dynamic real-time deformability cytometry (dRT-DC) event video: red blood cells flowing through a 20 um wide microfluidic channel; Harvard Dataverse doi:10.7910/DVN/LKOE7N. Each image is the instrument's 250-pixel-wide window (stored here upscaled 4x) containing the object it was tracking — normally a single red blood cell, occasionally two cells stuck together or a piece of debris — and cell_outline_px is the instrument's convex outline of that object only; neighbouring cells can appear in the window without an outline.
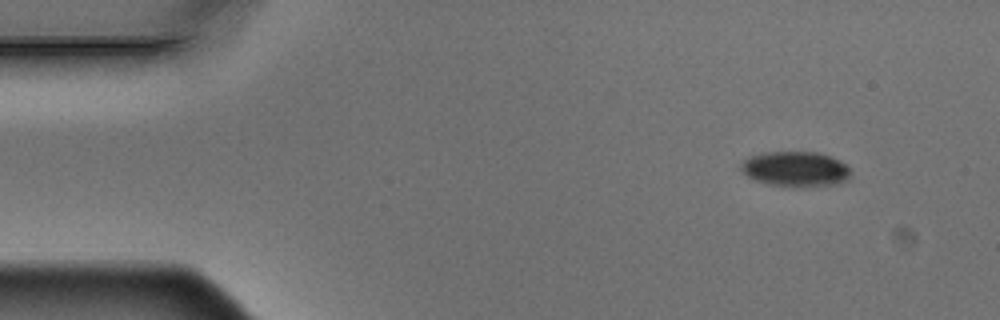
{"species": "Egyptian fruit bat (a non-hibernating species)", "species_latin": "Rousettus aegyptiacus", "temperature_condition": "warm", "stored_images_in_passage": 4, "camera_frame_rate_fps": 3000, "um_per_image_px": 0.085, "animal": {"sex": "male"}, "frame": {"image": 1, "passage_image": 1, "time_ms": 0.0, "image_size_px": [1000, 320], "cell_outline_px": [[852, 176], [848, 180], [836, 184], [800, 188], [768, 184], [756, 180], [748, 176], [740, 168], [740, 164], [748, 156], [764, 152], [816, 152], [840, 160], [848, 168]], "centroid_in_image_um": [67.62, 14.38], "position_along_channel_um": 17.4, "area_um2": 22.66}}
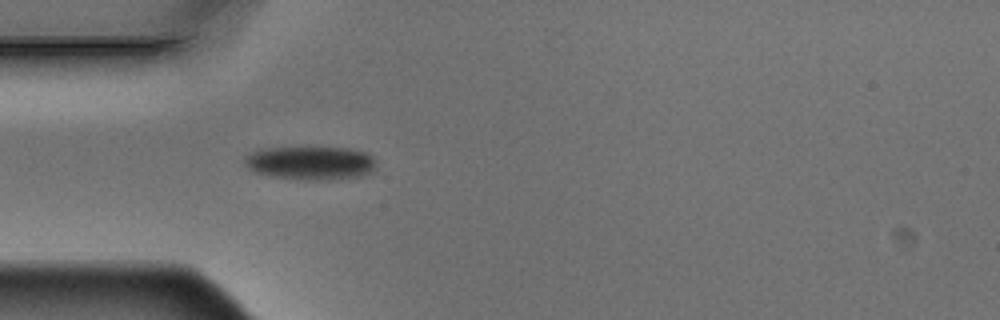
{"frame": {"image": 2, "passage_image": 4, "time_ms": 1.0, "image_size_px": [1000, 320], "cell_outline_px": [[376, 168], [372, 172], [360, 176], [272, 176], [256, 172], [248, 168], [244, 164], [244, 160], [252, 152], [268, 148], [348, 148], [368, 152], [372, 156], [376, 164]], "centroid_in_image_um": [26.43, 13.78], "position_along_channel_um": 58.6, "area_um2": 23.99}}